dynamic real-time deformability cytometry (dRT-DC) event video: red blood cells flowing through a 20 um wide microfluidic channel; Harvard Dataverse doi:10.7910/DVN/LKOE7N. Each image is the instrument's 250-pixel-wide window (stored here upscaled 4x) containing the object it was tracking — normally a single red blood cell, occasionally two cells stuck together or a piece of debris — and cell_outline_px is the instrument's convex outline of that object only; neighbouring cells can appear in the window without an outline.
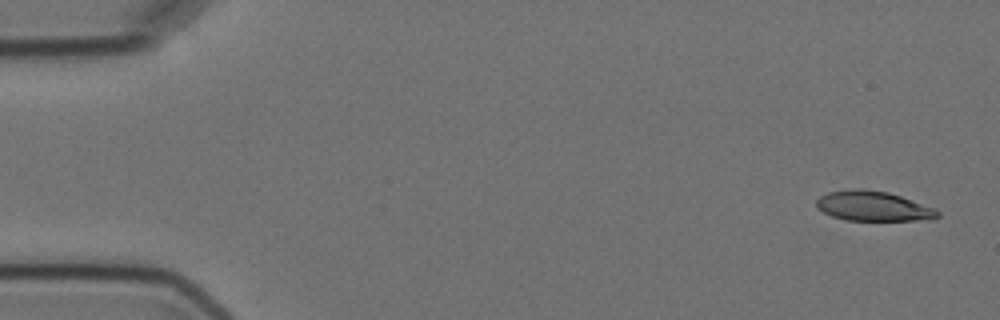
{"species": "Egyptian fruit bat (a non-hibernating species)", "species_latin": "Rousettus aegyptiacus", "temperature_condition": "cold", "stored_images_in_passage": 5, "camera_frame_rate_fps": 3000, "um_per_image_px": 0.085, "animal": {"sex": "female"}, "frame": {"image": 1, "passage_image": 1, "time_ms": 0.0, "image_size_px": [1000, 320], "cell_outline_px": [[940, 216], [932, 220], [848, 220], [832, 216], [816, 208], [816, 200], [820, 196], [828, 192], [848, 188], [860, 188], [888, 192], [900, 196], [932, 208], [940, 212]], "centroid_in_image_um": [74.18, 17.51], "position_along_channel_um": 10.8, "area_um2": 21.04}}
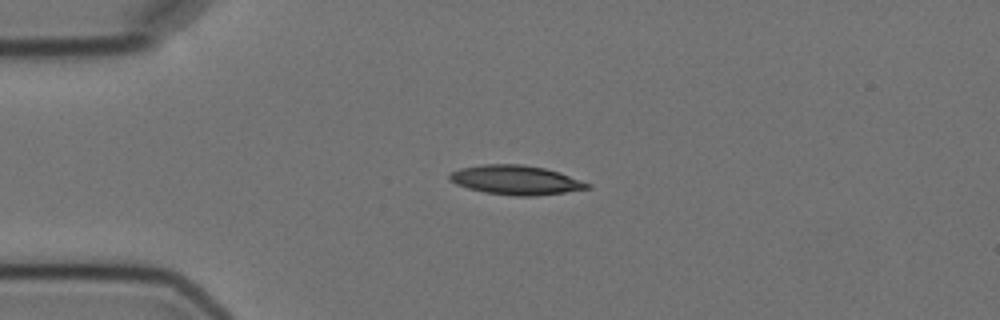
{"frame": {"image": 2, "passage_image": 4, "time_ms": 3.667, "image_size_px": [1000, 320], "cell_outline_px": [[592, 184], [588, 188], [564, 192], [536, 196], [516, 196], [484, 192], [468, 188], [456, 184], [448, 180], [448, 176], [452, 172], [460, 168], [484, 164], [520, 164], [544, 168], [560, 172]], "centroid_in_image_um": [43.83, 15.3], "position_along_channel_um": 41.2, "area_um2": 23.47}}